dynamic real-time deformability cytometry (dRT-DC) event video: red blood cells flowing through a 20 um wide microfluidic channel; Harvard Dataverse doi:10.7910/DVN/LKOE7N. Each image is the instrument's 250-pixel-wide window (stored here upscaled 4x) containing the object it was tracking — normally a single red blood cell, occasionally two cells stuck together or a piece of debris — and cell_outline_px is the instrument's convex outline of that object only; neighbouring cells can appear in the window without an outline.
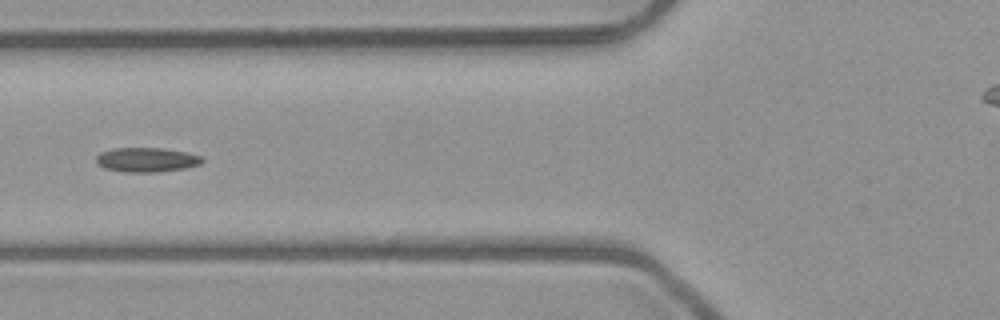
{"species": "common noctule bat (a hibernating species)", "species_latin": "Nyctalus noctula", "temperature_condition": "room temperature", "stored_images_in_passage": 5, "camera_frame_rate_fps": 3000, "um_per_image_px": 0.085, "animal": {"sex": "male", "body_mass_g": 23.1, "forearm_length_mm": 52.7}, "frame": {"image": 1, "passage_image": 5, "time_ms": 5.333, "image_size_px": [1000, 320], "cell_outline_px": [[204, 160], [200, 164], [184, 168], [160, 172], [128, 172], [104, 168], [96, 164], [96, 156], [100, 152], [112, 148], [160, 148], [184, 152], [200, 156]], "centroid_in_image_um": [12.41, 13.58], "position_along_channel_um": 113.4, "area_um2": 15.03}}